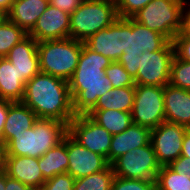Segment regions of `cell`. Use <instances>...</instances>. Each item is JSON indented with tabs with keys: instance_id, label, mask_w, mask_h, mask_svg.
Returning <instances> with one entry per match:
<instances>
[{
	"instance_id": "f546056e",
	"label": "cell",
	"mask_w": 190,
	"mask_h": 190,
	"mask_svg": "<svg viewBox=\"0 0 190 190\" xmlns=\"http://www.w3.org/2000/svg\"><path fill=\"white\" fill-rule=\"evenodd\" d=\"M105 73L111 81L113 88L135 86L134 78L117 61H113L106 69Z\"/></svg>"
},
{
	"instance_id": "8fae6325",
	"label": "cell",
	"mask_w": 190,
	"mask_h": 190,
	"mask_svg": "<svg viewBox=\"0 0 190 190\" xmlns=\"http://www.w3.org/2000/svg\"><path fill=\"white\" fill-rule=\"evenodd\" d=\"M187 127L163 122L151 130V144L161 166H169L181 156L182 144Z\"/></svg>"
},
{
	"instance_id": "bcb514c9",
	"label": "cell",
	"mask_w": 190,
	"mask_h": 190,
	"mask_svg": "<svg viewBox=\"0 0 190 190\" xmlns=\"http://www.w3.org/2000/svg\"><path fill=\"white\" fill-rule=\"evenodd\" d=\"M180 1L183 2V3L189 2L188 0H180Z\"/></svg>"
},
{
	"instance_id": "ee69618b",
	"label": "cell",
	"mask_w": 190,
	"mask_h": 190,
	"mask_svg": "<svg viewBox=\"0 0 190 190\" xmlns=\"http://www.w3.org/2000/svg\"><path fill=\"white\" fill-rule=\"evenodd\" d=\"M6 186V172L3 171L0 173V190H5Z\"/></svg>"
},
{
	"instance_id": "e575fe53",
	"label": "cell",
	"mask_w": 190,
	"mask_h": 190,
	"mask_svg": "<svg viewBox=\"0 0 190 190\" xmlns=\"http://www.w3.org/2000/svg\"><path fill=\"white\" fill-rule=\"evenodd\" d=\"M117 62L124 67L131 77L136 78L139 68V55L122 54Z\"/></svg>"
},
{
	"instance_id": "cb8c5ba5",
	"label": "cell",
	"mask_w": 190,
	"mask_h": 190,
	"mask_svg": "<svg viewBox=\"0 0 190 190\" xmlns=\"http://www.w3.org/2000/svg\"><path fill=\"white\" fill-rule=\"evenodd\" d=\"M38 164L46 180L67 172L69 161L66 144L62 141L56 147L48 150L38 158Z\"/></svg>"
},
{
	"instance_id": "7402d4cb",
	"label": "cell",
	"mask_w": 190,
	"mask_h": 190,
	"mask_svg": "<svg viewBox=\"0 0 190 190\" xmlns=\"http://www.w3.org/2000/svg\"><path fill=\"white\" fill-rule=\"evenodd\" d=\"M25 84L18 70L7 58L0 57V99L21 102Z\"/></svg>"
},
{
	"instance_id": "8992f818",
	"label": "cell",
	"mask_w": 190,
	"mask_h": 190,
	"mask_svg": "<svg viewBox=\"0 0 190 190\" xmlns=\"http://www.w3.org/2000/svg\"><path fill=\"white\" fill-rule=\"evenodd\" d=\"M183 9L180 0H152L132 18L173 41L183 29Z\"/></svg>"
},
{
	"instance_id": "d6a6232c",
	"label": "cell",
	"mask_w": 190,
	"mask_h": 190,
	"mask_svg": "<svg viewBox=\"0 0 190 190\" xmlns=\"http://www.w3.org/2000/svg\"><path fill=\"white\" fill-rule=\"evenodd\" d=\"M75 179L67 172L47 179L39 190H73Z\"/></svg>"
},
{
	"instance_id": "ba28073f",
	"label": "cell",
	"mask_w": 190,
	"mask_h": 190,
	"mask_svg": "<svg viewBox=\"0 0 190 190\" xmlns=\"http://www.w3.org/2000/svg\"><path fill=\"white\" fill-rule=\"evenodd\" d=\"M132 122L150 130L165 122L164 87L135 85Z\"/></svg>"
},
{
	"instance_id": "30bf717a",
	"label": "cell",
	"mask_w": 190,
	"mask_h": 190,
	"mask_svg": "<svg viewBox=\"0 0 190 190\" xmlns=\"http://www.w3.org/2000/svg\"><path fill=\"white\" fill-rule=\"evenodd\" d=\"M68 133L88 150L105 157L109 163L112 135L89 115H75L68 125Z\"/></svg>"
},
{
	"instance_id": "484cf974",
	"label": "cell",
	"mask_w": 190,
	"mask_h": 190,
	"mask_svg": "<svg viewBox=\"0 0 190 190\" xmlns=\"http://www.w3.org/2000/svg\"><path fill=\"white\" fill-rule=\"evenodd\" d=\"M115 177L111 164L104 170L75 179L73 190H111Z\"/></svg>"
},
{
	"instance_id": "d590c367",
	"label": "cell",
	"mask_w": 190,
	"mask_h": 190,
	"mask_svg": "<svg viewBox=\"0 0 190 190\" xmlns=\"http://www.w3.org/2000/svg\"><path fill=\"white\" fill-rule=\"evenodd\" d=\"M81 3V0H49V4L68 14H72Z\"/></svg>"
},
{
	"instance_id": "4316f807",
	"label": "cell",
	"mask_w": 190,
	"mask_h": 190,
	"mask_svg": "<svg viewBox=\"0 0 190 190\" xmlns=\"http://www.w3.org/2000/svg\"><path fill=\"white\" fill-rule=\"evenodd\" d=\"M155 181L157 190H190V178L169 166H161Z\"/></svg>"
},
{
	"instance_id": "4fadbf2b",
	"label": "cell",
	"mask_w": 190,
	"mask_h": 190,
	"mask_svg": "<svg viewBox=\"0 0 190 190\" xmlns=\"http://www.w3.org/2000/svg\"><path fill=\"white\" fill-rule=\"evenodd\" d=\"M84 44L95 53L118 61L126 48V18H118L108 28L98 31Z\"/></svg>"
},
{
	"instance_id": "9a60e30c",
	"label": "cell",
	"mask_w": 190,
	"mask_h": 190,
	"mask_svg": "<svg viewBox=\"0 0 190 190\" xmlns=\"http://www.w3.org/2000/svg\"><path fill=\"white\" fill-rule=\"evenodd\" d=\"M70 14L48 5L28 33L37 42L69 38Z\"/></svg>"
},
{
	"instance_id": "ab89813d",
	"label": "cell",
	"mask_w": 190,
	"mask_h": 190,
	"mask_svg": "<svg viewBox=\"0 0 190 190\" xmlns=\"http://www.w3.org/2000/svg\"><path fill=\"white\" fill-rule=\"evenodd\" d=\"M188 7H187V6ZM187 7V9H186ZM183 30L190 33V3H184L183 9Z\"/></svg>"
},
{
	"instance_id": "e0dca14e",
	"label": "cell",
	"mask_w": 190,
	"mask_h": 190,
	"mask_svg": "<svg viewBox=\"0 0 190 190\" xmlns=\"http://www.w3.org/2000/svg\"><path fill=\"white\" fill-rule=\"evenodd\" d=\"M4 171L9 177L17 179L34 190H39L46 181L40 170L38 158L5 156Z\"/></svg>"
},
{
	"instance_id": "f6af8a7d",
	"label": "cell",
	"mask_w": 190,
	"mask_h": 190,
	"mask_svg": "<svg viewBox=\"0 0 190 190\" xmlns=\"http://www.w3.org/2000/svg\"><path fill=\"white\" fill-rule=\"evenodd\" d=\"M8 19V14L3 9H0V25Z\"/></svg>"
},
{
	"instance_id": "2e32d148",
	"label": "cell",
	"mask_w": 190,
	"mask_h": 190,
	"mask_svg": "<svg viewBox=\"0 0 190 190\" xmlns=\"http://www.w3.org/2000/svg\"><path fill=\"white\" fill-rule=\"evenodd\" d=\"M5 58L15 65L24 84L40 72L38 42L29 35L14 45Z\"/></svg>"
},
{
	"instance_id": "9c48e42d",
	"label": "cell",
	"mask_w": 190,
	"mask_h": 190,
	"mask_svg": "<svg viewBox=\"0 0 190 190\" xmlns=\"http://www.w3.org/2000/svg\"><path fill=\"white\" fill-rule=\"evenodd\" d=\"M175 56L173 42L169 41L161 50L139 55V68L135 84L164 87L169 84L171 63Z\"/></svg>"
},
{
	"instance_id": "6da1fadb",
	"label": "cell",
	"mask_w": 190,
	"mask_h": 190,
	"mask_svg": "<svg viewBox=\"0 0 190 190\" xmlns=\"http://www.w3.org/2000/svg\"><path fill=\"white\" fill-rule=\"evenodd\" d=\"M112 62L83 44L78 65L68 81L75 115L87 114L98 98L113 88L105 73Z\"/></svg>"
},
{
	"instance_id": "7a4b0ae2",
	"label": "cell",
	"mask_w": 190,
	"mask_h": 190,
	"mask_svg": "<svg viewBox=\"0 0 190 190\" xmlns=\"http://www.w3.org/2000/svg\"><path fill=\"white\" fill-rule=\"evenodd\" d=\"M39 119H53L69 125L75 117L68 81L39 72L25 84L21 101Z\"/></svg>"
},
{
	"instance_id": "60d3db41",
	"label": "cell",
	"mask_w": 190,
	"mask_h": 190,
	"mask_svg": "<svg viewBox=\"0 0 190 190\" xmlns=\"http://www.w3.org/2000/svg\"><path fill=\"white\" fill-rule=\"evenodd\" d=\"M181 156L190 158V128L184 135Z\"/></svg>"
},
{
	"instance_id": "603a6c76",
	"label": "cell",
	"mask_w": 190,
	"mask_h": 190,
	"mask_svg": "<svg viewBox=\"0 0 190 190\" xmlns=\"http://www.w3.org/2000/svg\"><path fill=\"white\" fill-rule=\"evenodd\" d=\"M135 95V86L112 88L100 96L91 110L114 109L132 112Z\"/></svg>"
},
{
	"instance_id": "ffe728a7",
	"label": "cell",
	"mask_w": 190,
	"mask_h": 190,
	"mask_svg": "<svg viewBox=\"0 0 190 190\" xmlns=\"http://www.w3.org/2000/svg\"><path fill=\"white\" fill-rule=\"evenodd\" d=\"M37 119L34 111L24 103L9 101L8 114L2 132V143L5 145L15 134L32 128Z\"/></svg>"
},
{
	"instance_id": "f1b7e54d",
	"label": "cell",
	"mask_w": 190,
	"mask_h": 190,
	"mask_svg": "<svg viewBox=\"0 0 190 190\" xmlns=\"http://www.w3.org/2000/svg\"><path fill=\"white\" fill-rule=\"evenodd\" d=\"M169 84L190 91V62L174 56L171 63Z\"/></svg>"
},
{
	"instance_id": "83f0119b",
	"label": "cell",
	"mask_w": 190,
	"mask_h": 190,
	"mask_svg": "<svg viewBox=\"0 0 190 190\" xmlns=\"http://www.w3.org/2000/svg\"><path fill=\"white\" fill-rule=\"evenodd\" d=\"M28 36V33L7 19L0 25V57H5L10 49Z\"/></svg>"
},
{
	"instance_id": "836d02e7",
	"label": "cell",
	"mask_w": 190,
	"mask_h": 190,
	"mask_svg": "<svg viewBox=\"0 0 190 190\" xmlns=\"http://www.w3.org/2000/svg\"><path fill=\"white\" fill-rule=\"evenodd\" d=\"M172 42L175 56L181 60L190 62V33L182 29Z\"/></svg>"
},
{
	"instance_id": "52a82bcc",
	"label": "cell",
	"mask_w": 190,
	"mask_h": 190,
	"mask_svg": "<svg viewBox=\"0 0 190 190\" xmlns=\"http://www.w3.org/2000/svg\"><path fill=\"white\" fill-rule=\"evenodd\" d=\"M111 167L115 176L139 180H156L161 169L151 142L119 156Z\"/></svg>"
},
{
	"instance_id": "f35d334b",
	"label": "cell",
	"mask_w": 190,
	"mask_h": 190,
	"mask_svg": "<svg viewBox=\"0 0 190 190\" xmlns=\"http://www.w3.org/2000/svg\"><path fill=\"white\" fill-rule=\"evenodd\" d=\"M9 101L0 99V142H2V132L8 114Z\"/></svg>"
},
{
	"instance_id": "3957f363",
	"label": "cell",
	"mask_w": 190,
	"mask_h": 190,
	"mask_svg": "<svg viewBox=\"0 0 190 190\" xmlns=\"http://www.w3.org/2000/svg\"><path fill=\"white\" fill-rule=\"evenodd\" d=\"M68 125L53 119H37L34 126L15 134L6 144V156L40 158L62 142Z\"/></svg>"
},
{
	"instance_id": "277c9868",
	"label": "cell",
	"mask_w": 190,
	"mask_h": 190,
	"mask_svg": "<svg viewBox=\"0 0 190 190\" xmlns=\"http://www.w3.org/2000/svg\"><path fill=\"white\" fill-rule=\"evenodd\" d=\"M83 44L72 38L38 42L40 72L69 81L78 65Z\"/></svg>"
},
{
	"instance_id": "ac0fdd59",
	"label": "cell",
	"mask_w": 190,
	"mask_h": 190,
	"mask_svg": "<svg viewBox=\"0 0 190 190\" xmlns=\"http://www.w3.org/2000/svg\"><path fill=\"white\" fill-rule=\"evenodd\" d=\"M165 121L190 128V91L164 86Z\"/></svg>"
},
{
	"instance_id": "8d00e7d4",
	"label": "cell",
	"mask_w": 190,
	"mask_h": 190,
	"mask_svg": "<svg viewBox=\"0 0 190 190\" xmlns=\"http://www.w3.org/2000/svg\"><path fill=\"white\" fill-rule=\"evenodd\" d=\"M169 167L173 169L176 173H184L190 178V158L180 156L174 160Z\"/></svg>"
},
{
	"instance_id": "b9f144b4",
	"label": "cell",
	"mask_w": 190,
	"mask_h": 190,
	"mask_svg": "<svg viewBox=\"0 0 190 190\" xmlns=\"http://www.w3.org/2000/svg\"><path fill=\"white\" fill-rule=\"evenodd\" d=\"M5 156V145L2 142H0V173L3 172L5 169Z\"/></svg>"
},
{
	"instance_id": "1f68e13d",
	"label": "cell",
	"mask_w": 190,
	"mask_h": 190,
	"mask_svg": "<svg viewBox=\"0 0 190 190\" xmlns=\"http://www.w3.org/2000/svg\"><path fill=\"white\" fill-rule=\"evenodd\" d=\"M152 0H115L120 18H132L138 11Z\"/></svg>"
},
{
	"instance_id": "74e56055",
	"label": "cell",
	"mask_w": 190,
	"mask_h": 190,
	"mask_svg": "<svg viewBox=\"0 0 190 190\" xmlns=\"http://www.w3.org/2000/svg\"><path fill=\"white\" fill-rule=\"evenodd\" d=\"M5 190H34L33 188L23 184L17 179L9 177L6 173V186Z\"/></svg>"
},
{
	"instance_id": "5b68a950",
	"label": "cell",
	"mask_w": 190,
	"mask_h": 190,
	"mask_svg": "<svg viewBox=\"0 0 190 190\" xmlns=\"http://www.w3.org/2000/svg\"><path fill=\"white\" fill-rule=\"evenodd\" d=\"M119 18L115 0L82 1L70 14L69 38L85 42Z\"/></svg>"
},
{
	"instance_id": "7bdbcfd3",
	"label": "cell",
	"mask_w": 190,
	"mask_h": 190,
	"mask_svg": "<svg viewBox=\"0 0 190 190\" xmlns=\"http://www.w3.org/2000/svg\"><path fill=\"white\" fill-rule=\"evenodd\" d=\"M14 0H0V9H3L5 12H9Z\"/></svg>"
},
{
	"instance_id": "5bb4252c",
	"label": "cell",
	"mask_w": 190,
	"mask_h": 190,
	"mask_svg": "<svg viewBox=\"0 0 190 190\" xmlns=\"http://www.w3.org/2000/svg\"><path fill=\"white\" fill-rule=\"evenodd\" d=\"M169 40L157 31H152L133 18H126V48L123 54L141 55L144 50H161Z\"/></svg>"
},
{
	"instance_id": "4dcf8cb0",
	"label": "cell",
	"mask_w": 190,
	"mask_h": 190,
	"mask_svg": "<svg viewBox=\"0 0 190 190\" xmlns=\"http://www.w3.org/2000/svg\"><path fill=\"white\" fill-rule=\"evenodd\" d=\"M111 190H157L155 180L126 179L115 176Z\"/></svg>"
},
{
	"instance_id": "44dd1931",
	"label": "cell",
	"mask_w": 190,
	"mask_h": 190,
	"mask_svg": "<svg viewBox=\"0 0 190 190\" xmlns=\"http://www.w3.org/2000/svg\"><path fill=\"white\" fill-rule=\"evenodd\" d=\"M48 5L49 0H14L8 19L29 33Z\"/></svg>"
},
{
	"instance_id": "7c38bea8",
	"label": "cell",
	"mask_w": 190,
	"mask_h": 190,
	"mask_svg": "<svg viewBox=\"0 0 190 190\" xmlns=\"http://www.w3.org/2000/svg\"><path fill=\"white\" fill-rule=\"evenodd\" d=\"M62 141L67 146L69 161L67 173L74 179H80L102 171L109 165L105 157L88 150L69 133L64 136Z\"/></svg>"
},
{
	"instance_id": "d6986e66",
	"label": "cell",
	"mask_w": 190,
	"mask_h": 190,
	"mask_svg": "<svg viewBox=\"0 0 190 190\" xmlns=\"http://www.w3.org/2000/svg\"><path fill=\"white\" fill-rule=\"evenodd\" d=\"M150 140V129L132 123L125 131L112 135L109 149V164L132 149L149 144Z\"/></svg>"
},
{
	"instance_id": "d4e9b609",
	"label": "cell",
	"mask_w": 190,
	"mask_h": 190,
	"mask_svg": "<svg viewBox=\"0 0 190 190\" xmlns=\"http://www.w3.org/2000/svg\"><path fill=\"white\" fill-rule=\"evenodd\" d=\"M87 115L110 132L111 135L125 131L133 123L131 112L114 109L90 110Z\"/></svg>"
}]
</instances>
